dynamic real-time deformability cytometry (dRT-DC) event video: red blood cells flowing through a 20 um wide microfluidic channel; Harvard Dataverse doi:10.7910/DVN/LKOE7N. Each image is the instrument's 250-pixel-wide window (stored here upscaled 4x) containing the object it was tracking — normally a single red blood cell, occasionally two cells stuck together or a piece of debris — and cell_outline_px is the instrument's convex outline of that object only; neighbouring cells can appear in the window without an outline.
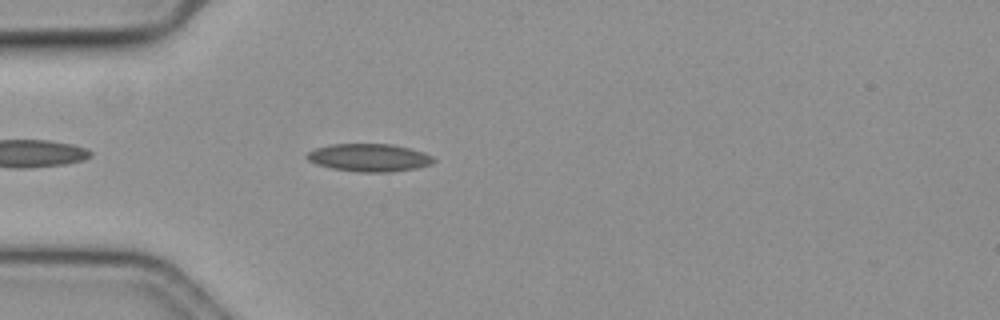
{"species": "common noctule bat (a hibernating species)", "species_latin": "Nyctalus noctula", "temperature_condition": "cold", "stored_images_in_passage": 44, "camera_frame_rate_fps": 3000, "um_per_image_px": 0.085, "animal": {"sex": "female", "body_mass_g": 19.3, "forearm_length_mm": 54.1}, "frame": {"image": 1, "passage_image": 5, "time_ms": 1.333, "image_size_px": [1000, 320], "cell_outline_px": [[436, 160], [432, 164], [416, 168], [388, 172], [360, 172], [332, 168], [316, 164], [308, 160], [304, 156], [308, 152], [316, 148], [332, 144], [392, 144], [424, 152], [432, 156]], "centroid_in_image_um": [31.38, 13.4], "position_along_channel_um": 53.6, "area_um2": 20.46}}
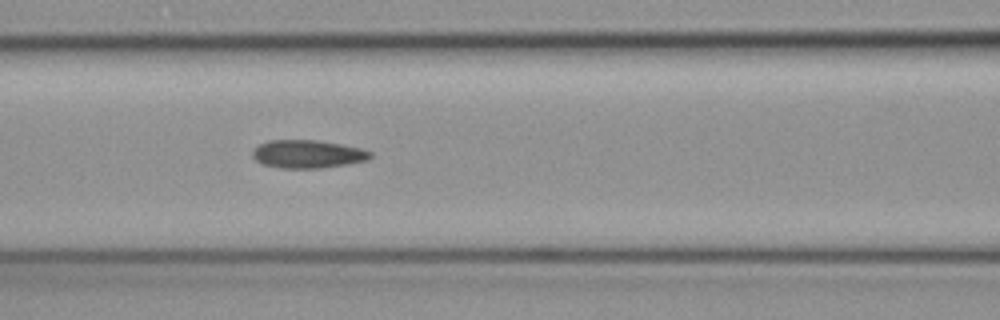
{"frame": {"image": 2, "passage_image": 13, "time_ms": 4.0, "image_size_px": [1000, 320], "cell_outline_px": [[372, 156], [368, 160], [348, 164], [320, 168], [280, 168], [264, 164], [256, 160], [252, 156], [252, 152], [260, 144], [268, 140], [316, 140], [340, 144], [360, 148], [372, 152]], "centroid_in_image_um": [26.17, 13.09], "position_along_channel_um": 140.4, "area_um2": 19.19}}
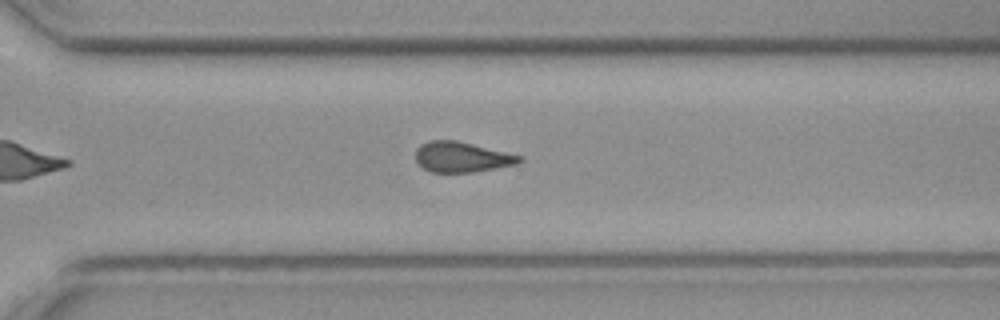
{"frame": {"image": 3, "passage_image": 29, "time_ms": 9.333, "image_size_px": [1000, 320], "cell_outline_px": [[524, 160], [520, 164], [476, 172], [432, 172], [424, 168], [416, 160], [416, 148], [420, 144], [428, 140], [456, 140], [524, 156]], "centroid_in_image_um": [39.31, 13.35], "position_along_channel_um": 331.3, "area_um2": 18.61}, "authors_computed_cell_mechanics": {"area_um2": 18.9006, "velocity_mm_per_s": 3.5882, "shape_relaxation_time_tau1_ms": 11.1072, "shape_relaxation_time_tau2_ms": 3.5523, "deformation_change_tau1": 0.2033, "deformation_change_tau2": 0.1092}}